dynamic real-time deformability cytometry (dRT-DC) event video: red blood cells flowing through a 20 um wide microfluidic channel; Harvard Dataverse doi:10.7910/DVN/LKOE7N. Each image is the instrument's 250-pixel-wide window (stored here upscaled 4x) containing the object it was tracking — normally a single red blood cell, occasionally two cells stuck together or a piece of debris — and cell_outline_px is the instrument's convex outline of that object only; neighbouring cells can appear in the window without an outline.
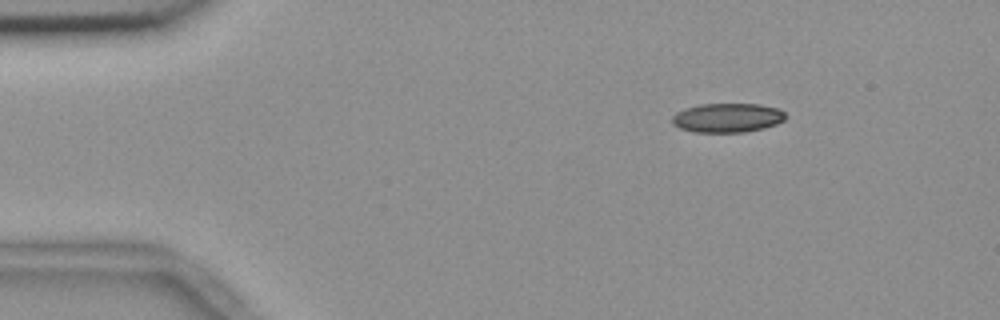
{"species": "common noctule bat (a hibernating species)", "species_latin": "Nyctalus noctula", "temperature_condition": "room temperature", "stored_images_in_passage": 3, "camera_frame_rate_fps": 3000, "um_per_image_px": 0.085, "animal": {"sex": "female", "body_mass_g": 18.4}, "frame": {"image": 1, "passage_image": 1, "time_ms": 0.0, "image_size_px": [1000, 320], "cell_outline_px": [[788, 116], [784, 120], [776, 124], [764, 128], [744, 132], [692, 132], [680, 128], [672, 124], [672, 116], [676, 112], [684, 108], [700, 104], [760, 104], [776, 108], [784, 112]], "centroid_in_image_um": [61.81, 10.01], "position_along_channel_um": 23.2, "area_um2": 19.42}}